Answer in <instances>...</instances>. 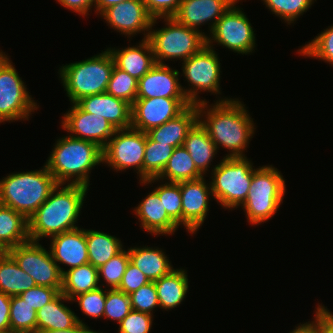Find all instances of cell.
I'll return each mask as SVG.
<instances>
[{
	"label": "cell",
	"instance_id": "44",
	"mask_svg": "<svg viewBox=\"0 0 333 333\" xmlns=\"http://www.w3.org/2000/svg\"><path fill=\"white\" fill-rule=\"evenodd\" d=\"M153 315L131 310V312L118 324V333H150Z\"/></svg>",
	"mask_w": 333,
	"mask_h": 333
},
{
	"label": "cell",
	"instance_id": "25",
	"mask_svg": "<svg viewBox=\"0 0 333 333\" xmlns=\"http://www.w3.org/2000/svg\"><path fill=\"white\" fill-rule=\"evenodd\" d=\"M72 302L63 293H59L53 300L36 311L37 333L46 330H66L74 327L83 320L72 311L64 302Z\"/></svg>",
	"mask_w": 333,
	"mask_h": 333
},
{
	"label": "cell",
	"instance_id": "14",
	"mask_svg": "<svg viewBox=\"0 0 333 333\" xmlns=\"http://www.w3.org/2000/svg\"><path fill=\"white\" fill-rule=\"evenodd\" d=\"M190 105L187 98H136L131 106V127L146 133L177 117Z\"/></svg>",
	"mask_w": 333,
	"mask_h": 333
},
{
	"label": "cell",
	"instance_id": "19",
	"mask_svg": "<svg viewBox=\"0 0 333 333\" xmlns=\"http://www.w3.org/2000/svg\"><path fill=\"white\" fill-rule=\"evenodd\" d=\"M180 72L167 64H155L138 80L137 98H187L180 83Z\"/></svg>",
	"mask_w": 333,
	"mask_h": 333
},
{
	"label": "cell",
	"instance_id": "33",
	"mask_svg": "<svg viewBox=\"0 0 333 333\" xmlns=\"http://www.w3.org/2000/svg\"><path fill=\"white\" fill-rule=\"evenodd\" d=\"M35 286L34 279L7 252L0 257V292L16 296Z\"/></svg>",
	"mask_w": 333,
	"mask_h": 333
},
{
	"label": "cell",
	"instance_id": "42",
	"mask_svg": "<svg viewBox=\"0 0 333 333\" xmlns=\"http://www.w3.org/2000/svg\"><path fill=\"white\" fill-rule=\"evenodd\" d=\"M99 287L95 290L80 294L72 299V303H78L82 313L90 318L104 317V305L106 301V288Z\"/></svg>",
	"mask_w": 333,
	"mask_h": 333
},
{
	"label": "cell",
	"instance_id": "9",
	"mask_svg": "<svg viewBox=\"0 0 333 333\" xmlns=\"http://www.w3.org/2000/svg\"><path fill=\"white\" fill-rule=\"evenodd\" d=\"M13 62L3 51L0 53V123L29 120L39 105L27 91Z\"/></svg>",
	"mask_w": 333,
	"mask_h": 333
},
{
	"label": "cell",
	"instance_id": "28",
	"mask_svg": "<svg viewBox=\"0 0 333 333\" xmlns=\"http://www.w3.org/2000/svg\"><path fill=\"white\" fill-rule=\"evenodd\" d=\"M189 279L185 269H173L170 273L155 280L159 306L166 311L179 307L187 296Z\"/></svg>",
	"mask_w": 333,
	"mask_h": 333
},
{
	"label": "cell",
	"instance_id": "46",
	"mask_svg": "<svg viewBox=\"0 0 333 333\" xmlns=\"http://www.w3.org/2000/svg\"><path fill=\"white\" fill-rule=\"evenodd\" d=\"M149 282H151L149 278L129 261L121 283L117 289L129 295Z\"/></svg>",
	"mask_w": 333,
	"mask_h": 333
},
{
	"label": "cell",
	"instance_id": "26",
	"mask_svg": "<svg viewBox=\"0 0 333 333\" xmlns=\"http://www.w3.org/2000/svg\"><path fill=\"white\" fill-rule=\"evenodd\" d=\"M130 262L142 271L150 281H155L170 273L173 265L165 252L158 247L128 248Z\"/></svg>",
	"mask_w": 333,
	"mask_h": 333
},
{
	"label": "cell",
	"instance_id": "36",
	"mask_svg": "<svg viewBox=\"0 0 333 333\" xmlns=\"http://www.w3.org/2000/svg\"><path fill=\"white\" fill-rule=\"evenodd\" d=\"M137 91L138 80L114 65L106 93L122 99L132 106L137 98Z\"/></svg>",
	"mask_w": 333,
	"mask_h": 333
},
{
	"label": "cell",
	"instance_id": "52",
	"mask_svg": "<svg viewBox=\"0 0 333 333\" xmlns=\"http://www.w3.org/2000/svg\"><path fill=\"white\" fill-rule=\"evenodd\" d=\"M126 0H94L95 13L100 15L105 9L110 6L122 3Z\"/></svg>",
	"mask_w": 333,
	"mask_h": 333
},
{
	"label": "cell",
	"instance_id": "3",
	"mask_svg": "<svg viewBox=\"0 0 333 333\" xmlns=\"http://www.w3.org/2000/svg\"><path fill=\"white\" fill-rule=\"evenodd\" d=\"M46 167L58 184L89 187L91 170L103 164V149L90 141L63 136L56 139Z\"/></svg>",
	"mask_w": 333,
	"mask_h": 333
},
{
	"label": "cell",
	"instance_id": "20",
	"mask_svg": "<svg viewBox=\"0 0 333 333\" xmlns=\"http://www.w3.org/2000/svg\"><path fill=\"white\" fill-rule=\"evenodd\" d=\"M50 242L49 251L62 274L64 273V268L59 264H64V266H69V269H72L89 263L84 228L54 235L50 237Z\"/></svg>",
	"mask_w": 333,
	"mask_h": 333
},
{
	"label": "cell",
	"instance_id": "35",
	"mask_svg": "<svg viewBox=\"0 0 333 333\" xmlns=\"http://www.w3.org/2000/svg\"><path fill=\"white\" fill-rule=\"evenodd\" d=\"M10 330L37 333V314L19 295L11 296Z\"/></svg>",
	"mask_w": 333,
	"mask_h": 333
},
{
	"label": "cell",
	"instance_id": "1",
	"mask_svg": "<svg viewBox=\"0 0 333 333\" xmlns=\"http://www.w3.org/2000/svg\"><path fill=\"white\" fill-rule=\"evenodd\" d=\"M198 121L217 146L228 149L224 157H247L244 153L255 134L254 118L238 98L220 97L215 103L197 104Z\"/></svg>",
	"mask_w": 333,
	"mask_h": 333
},
{
	"label": "cell",
	"instance_id": "15",
	"mask_svg": "<svg viewBox=\"0 0 333 333\" xmlns=\"http://www.w3.org/2000/svg\"><path fill=\"white\" fill-rule=\"evenodd\" d=\"M62 130L68 135L93 142L102 149L113 137L116 129L104 117L83 111L76 103L71 106L61 120Z\"/></svg>",
	"mask_w": 333,
	"mask_h": 333
},
{
	"label": "cell",
	"instance_id": "8",
	"mask_svg": "<svg viewBox=\"0 0 333 333\" xmlns=\"http://www.w3.org/2000/svg\"><path fill=\"white\" fill-rule=\"evenodd\" d=\"M247 157H223L211 173V189L221 207L233 210L246 200L252 181L254 168Z\"/></svg>",
	"mask_w": 333,
	"mask_h": 333
},
{
	"label": "cell",
	"instance_id": "53",
	"mask_svg": "<svg viewBox=\"0 0 333 333\" xmlns=\"http://www.w3.org/2000/svg\"><path fill=\"white\" fill-rule=\"evenodd\" d=\"M289 333H316V331L314 325L310 321H308L303 324L300 323L299 325H297V327L295 326V329H293Z\"/></svg>",
	"mask_w": 333,
	"mask_h": 333
},
{
	"label": "cell",
	"instance_id": "12",
	"mask_svg": "<svg viewBox=\"0 0 333 333\" xmlns=\"http://www.w3.org/2000/svg\"><path fill=\"white\" fill-rule=\"evenodd\" d=\"M146 133L132 127L116 129L113 137L103 149V163L116 172L129 168L136 169L143 181V160ZM112 167V168H111Z\"/></svg>",
	"mask_w": 333,
	"mask_h": 333
},
{
	"label": "cell",
	"instance_id": "41",
	"mask_svg": "<svg viewBox=\"0 0 333 333\" xmlns=\"http://www.w3.org/2000/svg\"><path fill=\"white\" fill-rule=\"evenodd\" d=\"M131 310V302L128 294L117 288L106 289L104 319L117 321L119 324Z\"/></svg>",
	"mask_w": 333,
	"mask_h": 333
},
{
	"label": "cell",
	"instance_id": "27",
	"mask_svg": "<svg viewBox=\"0 0 333 333\" xmlns=\"http://www.w3.org/2000/svg\"><path fill=\"white\" fill-rule=\"evenodd\" d=\"M203 177V175L197 170L194 161L184 146L175 147L173 154L169 158L164 170L157 178H150L144 181H140L142 186L152 184L154 182L162 183L166 179V182H181L196 180Z\"/></svg>",
	"mask_w": 333,
	"mask_h": 333
},
{
	"label": "cell",
	"instance_id": "50",
	"mask_svg": "<svg viewBox=\"0 0 333 333\" xmlns=\"http://www.w3.org/2000/svg\"><path fill=\"white\" fill-rule=\"evenodd\" d=\"M11 296L0 292V332L10 330Z\"/></svg>",
	"mask_w": 333,
	"mask_h": 333
},
{
	"label": "cell",
	"instance_id": "51",
	"mask_svg": "<svg viewBox=\"0 0 333 333\" xmlns=\"http://www.w3.org/2000/svg\"><path fill=\"white\" fill-rule=\"evenodd\" d=\"M40 333H100V332L93 331L92 329H90L89 326L86 325V323L81 324L78 322L74 327H71L66 330H46V331H41Z\"/></svg>",
	"mask_w": 333,
	"mask_h": 333
},
{
	"label": "cell",
	"instance_id": "24",
	"mask_svg": "<svg viewBox=\"0 0 333 333\" xmlns=\"http://www.w3.org/2000/svg\"><path fill=\"white\" fill-rule=\"evenodd\" d=\"M197 122V104H191L177 117L149 130L146 134L152 141L179 147L183 146L186 136Z\"/></svg>",
	"mask_w": 333,
	"mask_h": 333
},
{
	"label": "cell",
	"instance_id": "13",
	"mask_svg": "<svg viewBox=\"0 0 333 333\" xmlns=\"http://www.w3.org/2000/svg\"><path fill=\"white\" fill-rule=\"evenodd\" d=\"M17 265L30 275L36 285L62 288V272L39 241L29 240L6 251Z\"/></svg>",
	"mask_w": 333,
	"mask_h": 333
},
{
	"label": "cell",
	"instance_id": "48",
	"mask_svg": "<svg viewBox=\"0 0 333 333\" xmlns=\"http://www.w3.org/2000/svg\"><path fill=\"white\" fill-rule=\"evenodd\" d=\"M314 312V321L310 322L314 325L316 333H333V313L320 303Z\"/></svg>",
	"mask_w": 333,
	"mask_h": 333
},
{
	"label": "cell",
	"instance_id": "10",
	"mask_svg": "<svg viewBox=\"0 0 333 333\" xmlns=\"http://www.w3.org/2000/svg\"><path fill=\"white\" fill-rule=\"evenodd\" d=\"M218 55L214 47L205 45L198 53L182 62L181 75L190 86L186 89L182 86V89L191 104L207 102L205 98L200 99L198 94L201 91L214 95L221 94V63Z\"/></svg>",
	"mask_w": 333,
	"mask_h": 333
},
{
	"label": "cell",
	"instance_id": "22",
	"mask_svg": "<svg viewBox=\"0 0 333 333\" xmlns=\"http://www.w3.org/2000/svg\"><path fill=\"white\" fill-rule=\"evenodd\" d=\"M133 213L138 217L140 227L152 235H173L179 225L167 214L158 194L152 190L138 204Z\"/></svg>",
	"mask_w": 333,
	"mask_h": 333
},
{
	"label": "cell",
	"instance_id": "29",
	"mask_svg": "<svg viewBox=\"0 0 333 333\" xmlns=\"http://www.w3.org/2000/svg\"><path fill=\"white\" fill-rule=\"evenodd\" d=\"M183 146L192 157L197 170L204 176L218 152L207 130L198 121L189 131Z\"/></svg>",
	"mask_w": 333,
	"mask_h": 333
},
{
	"label": "cell",
	"instance_id": "49",
	"mask_svg": "<svg viewBox=\"0 0 333 333\" xmlns=\"http://www.w3.org/2000/svg\"><path fill=\"white\" fill-rule=\"evenodd\" d=\"M64 8L71 10L81 16L90 15V10L94 7V0H56Z\"/></svg>",
	"mask_w": 333,
	"mask_h": 333
},
{
	"label": "cell",
	"instance_id": "55",
	"mask_svg": "<svg viewBox=\"0 0 333 333\" xmlns=\"http://www.w3.org/2000/svg\"><path fill=\"white\" fill-rule=\"evenodd\" d=\"M6 251L0 246V257L5 253Z\"/></svg>",
	"mask_w": 333,
	"mask_h": 333
},
{
	"label": "cell",
	"instance_id": "30",
	"mask_svg": "<svg viewBox=\"0 0 333 333\" xmlns=\"http://www.w3.org/2000/svg\"><path fill=\"white\" fill-rule=\"evenodd\" d=\"M29 240L28 219L12 208L0 204V246L7 251Z\"/></svg>",
	"mask_w": 333,
	"mask_h": 333
},
{
	"label": "cell",
	"instance_id": "34",
	"mask_svg": "<svg viewBox=\"0 0 333 333\" xmlns=\"http://www.w3.org/2000/svg\"><path fill=\"white\" fill-rule=\"evenodd\" d=\"M175 147L152 141L146 134V146L143 160V181L157 178L164 170Z\"/></svg>",
	"mask_w": 333,
	"mask_h": 333
},
{
	"label": "cell",
	"instance_id": "5",
	"mask_svg": "<svg viewBox=\"0 0 333 333\" xmlns=\"http://www.w3.org/2000/svg\"><path fill=\"white\" fill-rule=\"evenodd\" d=\"M114 65L108 48L85 60L62 65L58 75L70 103H76L87 96L106 93Z\"/></svg>",
	"mask_w": 333,
	"mask_h": 333
},
{
	"label": "cell",
	"instance_id": "39",
	"mask_svg": "<svg viewBox=\"0 0 333 333\" xmlns=\"http://www.w3.org/2000/svg\"><path fill=\"white\" fill-rule=\"evenodd\" d=\"M129 261L128 249L124 248L120 253L98 268L99 282L103 278L104 282L107 283L105 286L108 289L118 288Z\"/></svg>",
	"mask_w": 333,
	"mask_h": 333
},
{
	"label": "cell",
	"instance_id": "47",
	"mask_svg": "<svg viewBox=\"0 0 333 333\" xmlns=\"http://www.w3.org/2000/svg\"><path fill=\"white\" fill-rule=\"evenodd\" d=\"M149 14L155 18L173 17L179 9L181 0H143Z\"/></svg>",
	"mask_w": 333,
	"mask_h": 333
},
{
	"label": "cell",
	"instance_id": "37",
	"mask_svg": "<svg viewBox=\"0 0 333 333\" xmlns=\"http://www.w3.org/2000/svg\"><path fill=\"white\" fill-rule=\"evenodd\" d=\"M297 52L305 58H316L333 66V25L324 29L323 32L304 46L302 45Z\"/></svg>",
	"mask_w": 333,
	"mask_h": 333
},
{
	"label": "cell",
	"instance_id": "16",
	"mask_svg": "<svg viewBox=\"0 0 333 333\" xmlns=\"http://www.w3.org/2000/svg\"><path fill=\"white\" fill-rule=\"evenodd\" d=\"M100 17L105 20L107 26L109 25L128 39L138 33H143L144 39L148 38L154 19L143 0H126L110 6L100 14Z\"/></svg>",
	"mask_w": 333,
	"mask_h": 333
},
{
	"label": "cell",
	"instance_id": "32",
	"mask_svg": "<svg viewBox=\"0 0 333 333\" xmlns=\"http://www.w3.org/2000/svg\"><path fill=\"white\" fill-rule=\"evenodd\" d=\"M89 264L100 268L124 247L119 238L102 231L85 229Z\"/></svg>",
	"mask_w": 333,
	"mask_h": 333
},
{
	"label": "cell",
	"instance_id": "17",
	"mask_svg": "<svg viewBox=\"0 0 333 333\" xmlns=\"http://www.w3.org/2000/svg\"><path fill=\"white\" fill-rule=\"evenodd\" d=\"M204 177L179 182L182 198V226L186 227V231L191 235L196 234L202 227L209 211V201L211 197L214 199L211 184Z\"/></svg>",
	"mask_w": 333,
	"mask_h": 333
},
{
	"label": "cell",
	"instance_id": "11",
	"mask_svg": "<svg viewBox=\"0 0 333 333\" xmlns=\"http://www.w3.org/2000/svg\"><path fill=\"white\" fill-rule=\"evenodd\" d=\"M239 1L241 0H237L218 19L210 34L206 35V45L213 47V43H217L242 55L255 51V30L247 15L236 6Z\"/></svg>",
	"mask_w": 333,
	"mask_h": 333
},
{
	"label": "cell",
	"instance_id": "7",
	"mask_svg": "<svg viewBox=\"0 0 333 333\" xmlns=\"http://www.w3.org/2000/svg\"><path fill=\"white\" fill-rule=\"evenodd\" d=\"M159 19H164L165 26L153 29ZM148 39L157 64H166L164 60L172 59L185 61L206 45L205 32L184 26L173 17L153 19Z\"/></svg>",
	"mask_w": 333,
	"mask_h": 333
},
{
	"label": "cell",
	"instance_id": "45",
	"mask_svg": "<svg viewBox=\"0 0 333 333\" xmlns=\"http://www.w3.org/2000/svg\"><path fill=\"white\" fill-rule=\"evenodd\" d=\"M61 291V288H51L47 286L36 285L22 292L19 296L26 301L34 310L42 308L44 305L53 300Z\"/></svg>",
	"mask_w": 333,
	"mask_h": 333
},
{
	"label": "cell",
	"instance_id": "31",
	"mask_svg": "<svg viewBox=\"0 0 333 333\" xmlns=\"http://www.w3.org/2000/svg\"><path fill=\"white\" fill-rule=\"evenodd\" d=\"M103 286L104 284H99L98 268L86 263L79 267L64 270L60 292L69 300H72L80 294Z\"/></svg>",
	"mask_w": 333,
	"mask_h": 333
},
{
	"label": "cell",
	"instance_id": "21",
	"mask_svg": "<svg viewBox=\"0 0 333 333\" xmlns=\"http://www.w3.org/2000/svg\"><path fill=\"white\" fill-rule=\"evenodd\" d=\"M76 104L85 112L104 117L115 129L131 127V105L113 95H91L78 100Z\"/></svg>",
	"mask_w": 333,
	"mask_h": 333
},
{
	"label": "cell",
	"instance_id": "18",
	"mask_svg": "<svg viewBox=\"0 0 333 333\" xmlns=\"http://www.w3.org/2000/svg\"><path fill=\"white\" fill-rule=\"evenodd\" d=\"M237 0H181L173 18L180 24L199 30L208 24L211 32L218 19Z\"/></svg>",
	"mask_w": 333,
	"mask_h": 333
},
{
	"label": "cell",
	"instance_id": "2",
	"mask_svg": "<svg viewBox=\"0 0 333 333\" xmlns=\"http://www.w3.org/2000/svg\"><path fill=\"white\" fill-rule=\"evenodd\" d=\"M89 187L79 184H57L47 200L28 219L32 241L78 229L76 225Z\"/></svg>",
	"mask_w": 333,
	"mask_h": 333
},
{
	"label": "cell",
	"instance_id": "43",
	"mask_svg": "<svg viewBox=\"0 0 333 333\" xmlns=\"http://www.w3.org/2000/svg\"><path fill=\"white\" fill-rule=\"evenodd\" d=\"M129 297L131 308L134 311L153 315L155 308H160L154 281L141 286L135 292L129 294Z\"/></svg>",
	"mask_w": 333,
	"mask_h": 333
},
{
	"label": "cell",
	"instance_id": "23",
	"mask_svg": "<svg viewBox=\"0 0 333 333\" xmlns=\"http://www.w3.org/2000/svg\"><path fill=\"white\" fill-rule=\"evenodd\" d=\"M108 50L112 54L115 66L137 80L142 78L156 64L148 38H143L135 46H128L122 49L110 47Z\"/></svg>",
	"mask_w": 333,
	"mask_h": 333
},
{
	"label": "cell",
	"instance_id": "40",
	"mask_svg": "<svg viewBox=\"0 0 333 333\" xmlns=\"http://www.w3.org/2000/svg\"><path fill=\"white\" fill-rule=\"evenodd\" d=\"M162 182L154 191L163 202L167 214L180 226L182 225V198L179 182Z\"/></svg>",
	"mask_w": 333,
	"mask_h": 333
},
{
	"label": "cell",
	"instance_id": "38",
	"mask_svg": "<svg viewBox=\"0 0 333 333\" xmlns=\"http://www.w3.org/2000/svg\"><path fill=\"white\" fill-rule=\"evenodd\" d=\"M272 14H275L285 23L291 25L295 23L301 15L306 13L314 0H261Z\"/></svg>",
	"mask_w": 333,
	"mask_h": 333
},
{
	"label": "cell",
	"instance_id": "54",
	"mask_svg": "<svg viewBox=\"0 0 333 333\" xmlns=\"http://www.w3.org/2000/svg\"><path fill=\"white\" fill-rule=\"evenodd\" d=\"M0 333H25V332L15 331V330H8V331H5V332H0Z\"/></svg>",
	"mask_w": 333,
	"mask_h": 333
},
{
	"label": "cell",
	"instance_id": "6",
	"mask_svg": "<svg viewBox=\"0 0 333 333\" xmlns=\"http://www.w3.org/2000/svg\"><path fill=\"white\" fill-rule=\"evenodd\" d=\"M285 179L272 165H263L253 172L249 193L240 206L248 223L257 225L271 219L278 211L286 193Z\"/></svg>",
	"mask_w": 333,
	"mask_h": 333
},
{
	"label": "cell",
	"instance_id": "4",
	"mask_svg": "<svg viewBox=\"0 0 333 333\" xmlns=\"http://www.w3.org/2000/svg\"><path fill=\"white\" fill-rule=\"evenodd\" d=\"M57 184L45 164L39 170L10 173L0 179V204L29 219Z\"/></svg>",
	"mask_w": 333,
	"mask_h": 333
}]
</instances>
